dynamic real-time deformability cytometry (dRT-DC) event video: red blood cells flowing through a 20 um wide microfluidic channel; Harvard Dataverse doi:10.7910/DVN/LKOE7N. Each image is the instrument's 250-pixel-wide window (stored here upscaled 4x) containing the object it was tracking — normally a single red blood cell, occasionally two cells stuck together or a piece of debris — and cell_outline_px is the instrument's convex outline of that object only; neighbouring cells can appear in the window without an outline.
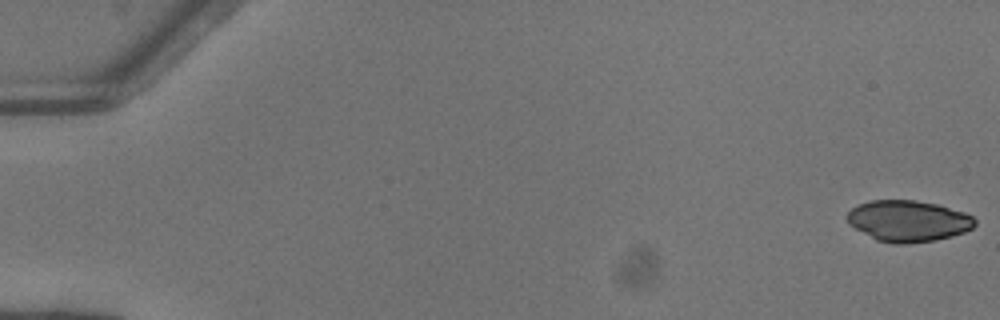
{"species": "common noctule bat (a hibernating species)", "species_latin": "Nyctalus noctula", "temperature_condition": "warm", "stored_images_in_passage": 48, "camera_frame_rate_fps": 3000, "um_per_image_px": 0.085, "animal": {"sex": "female"}, "frame": {"image": 1, "passage_image": 1, "time_ms": 0.0, "image_size_px": [1000, 320], "cell_outline_px": [[976, 224], [972, 228], [964, 232], [952, 236], [936, 240], [908, 244], [892, 244], [876, 240], [848, 224], [844, 216], [852, 208], [860, 204], [872, 200], [916, 200], [936, 204], [964, 212], [972, 216], [976, 220]], "centroid_in_image_um": [77.18, 18.79], "position_along_channel_um": 7.8, "area_um2": 30.87}}